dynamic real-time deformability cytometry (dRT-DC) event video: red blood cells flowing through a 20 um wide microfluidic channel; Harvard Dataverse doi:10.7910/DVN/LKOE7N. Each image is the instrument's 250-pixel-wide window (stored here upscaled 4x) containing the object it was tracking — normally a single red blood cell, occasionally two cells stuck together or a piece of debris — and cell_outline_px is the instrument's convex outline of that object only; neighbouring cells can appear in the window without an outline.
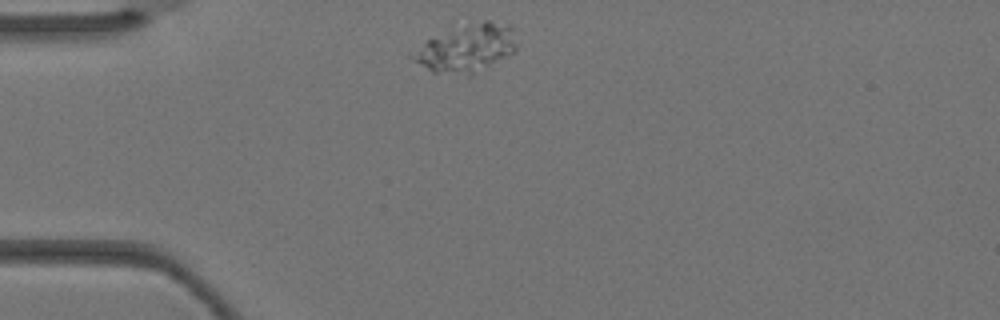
{"species": "Egyptian fruit bat (a non-hibernating species)", "species_latin": "Rousettus aegyptiacus", "temperature_condition": "warm", "stored_images_in_passage": 2, "camera_frame_rate_fps": 3000, "um_per_image_px": 0.085, "animal": {"sex": "female"}, "frame": {"image": 1, "passage_image": 1, "time_ms": 0.0, "image_size_px": [1000, 320], "cell_outline_px": [[516, 52], [508, 56], [472, 72], [432, 72], [408, 56], [428, 40], [484, 20], [488, 20], [512, 24], [516, 44]], "centroid_in_image_um": [39.74, 4.07], "position_along_channel_um": 45.3, "area_um2": 27.22}}